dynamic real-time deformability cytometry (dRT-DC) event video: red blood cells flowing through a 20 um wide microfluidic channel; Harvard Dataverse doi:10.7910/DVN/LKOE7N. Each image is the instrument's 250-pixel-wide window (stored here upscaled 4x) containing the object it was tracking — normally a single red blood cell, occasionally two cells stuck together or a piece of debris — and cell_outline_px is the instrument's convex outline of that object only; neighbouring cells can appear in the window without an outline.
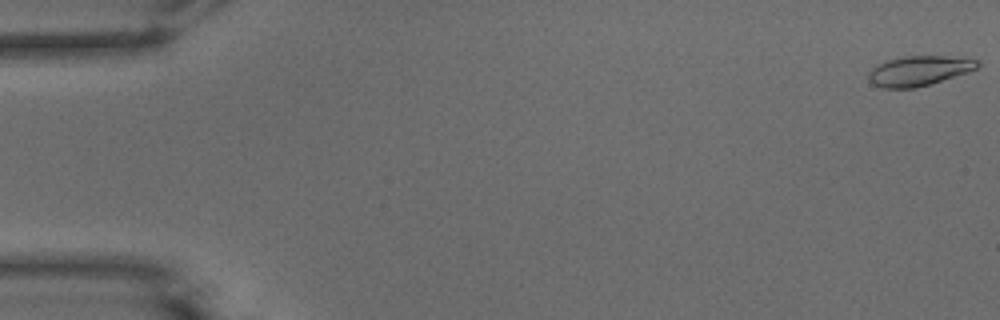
{"species": "common noctule bat (a hibernating species)", "species_latin": "Nyctalus noctula", "temperature_condition": "warm", "stored_images_in_passage": 52, "camera_frame_rate_fps": 3000, "um_per_image_px": 0.085, "animal": {"sex": "male", "body_mass_g": 15.6}, "frame": {"image": 1, "passage_image": 1, "time_ms": 0.0, "image_size_px": [1000, 320], "cell_outline_px": [[980, 64], [976, 68], [968, 72], [916, 88], [880, 88], [872, 84], [868, 80], [868, 72], [876, 64], [888, 60], [904, 56], [964, 56], [980, 60]], "centroid_in_image_um": [78.12, 6.0], "position_along_channel_um": 6.9, "area_um2": 19.25}}
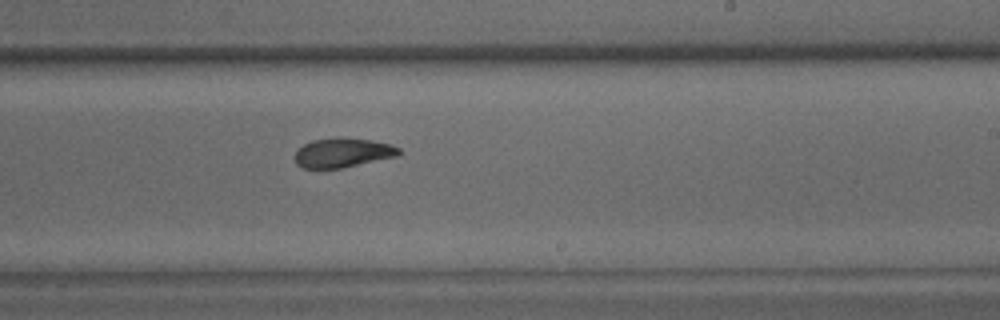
{"frame": {"image": 2, "passage_image": 32, "time_ms": 10.333, "image_size_px": [1000, 320], "cell_outline_px": [[400, 152], [396, 156], [344, 168], [304, 168], [296, 164], [292, 156], [304, 144], [312, 140], [368, 140], [388, 144], [400, 148]], "centroid_in_image_um": [29.08, 13.04], "position_along_channel_um": 259.9, "area_um2": 17.05}}
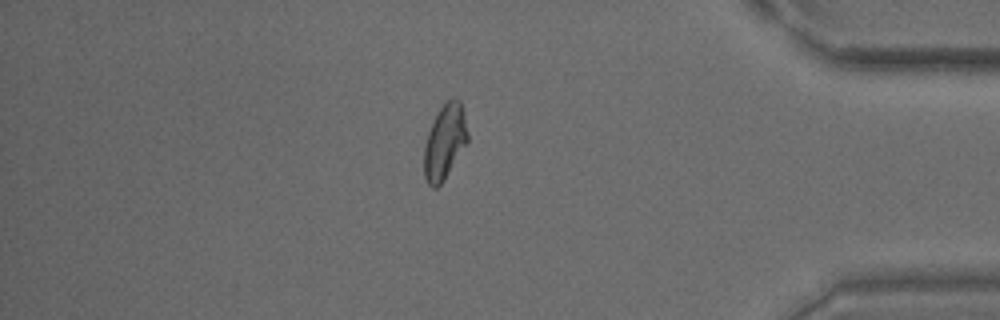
{"frame": {"image": 3, "passage_image": 45, "time_ms": 14.667, "image_size_px": [1000, 320], "cell_outline_px": [[468, 140], [444, 180], [436, 188], [432, 188], [428, 184], [424, 176], [424, 148], [428, 132], [440, 108], [452, 96], [456, 96], [460, 100], [464, 112], [468, 132]], "centroid_in_image_um": [37.81, 12.04], "position_along_channel_um": 397.4, "area_um2": 18.9}, "authors_computed_cell_mechanics": {"area_um2": 18.8428, "velocity_mm_per_s": 3.91, "shape_relaxation_time_tau1_ms": 7.8566, "shape_relaxation_time_tau2_ms": 2.2118, "deformation_change_tau1": 0.2302, "deformation_change_tau2": 0.0836}}